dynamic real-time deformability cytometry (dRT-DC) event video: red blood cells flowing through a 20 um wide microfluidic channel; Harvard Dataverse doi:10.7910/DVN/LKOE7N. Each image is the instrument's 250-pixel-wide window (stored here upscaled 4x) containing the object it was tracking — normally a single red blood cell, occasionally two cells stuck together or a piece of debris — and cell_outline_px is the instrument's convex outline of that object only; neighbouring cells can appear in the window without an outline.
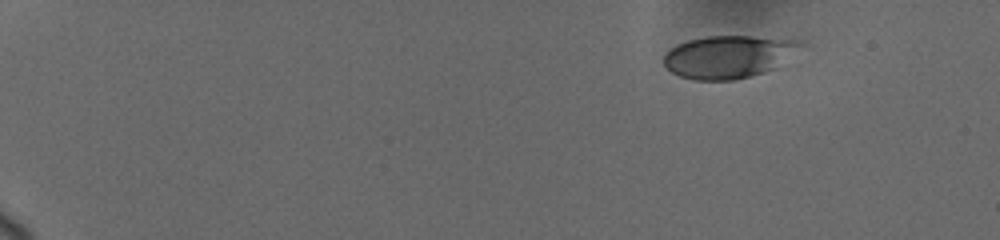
{"species": "human", "species_latin": "Homo sapiens", "temperature_condition": "cold", "stored_images_in_passage": 22, "camera_frame_rate_fps": 3000, "um_per_image_px": 0.085, "donor": {"sex": "female"}, "frame": {"image": 1, "passage_image": 1, "time_ms": 0.0, "image_size_px": [1000, 240], "cell_outline_px": [[800, 40], [772, 68], [764, 72], [732, 80], [696, 80], [680, 76], [672, 72], [664, 64], [664, 56], [672, 48], [688, 40], [708, 36], [752, 36]], "centroid_in_image_um": [61.75, 4.82], "position_along_channel_um": 23.3, "area_um2": 32.37}}
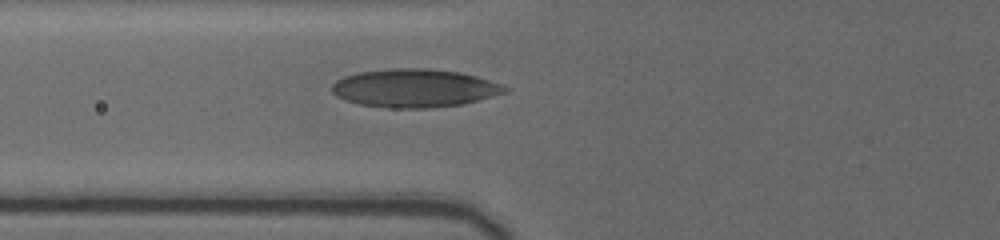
{"frame": {"image": 2, "passage_image": 13, "time_ms": 5.667, "image_size_px": [1000, 240], "cell_outline_px": [[508, 88], [504, 92], [464, 104], [428, 108], [392, 108], [360, 104], [344, 100], [336, 96], [332, 92], [332, 84], [336, 80], [344, 76], [356, 72], [388, 68], [424, 68], [460, 72], [476, 76], [500, 84]], "centroid_in_image_um": [35.16, 7.48], "position_along_channel_um": 90.6, "area_um2": 38.49}}
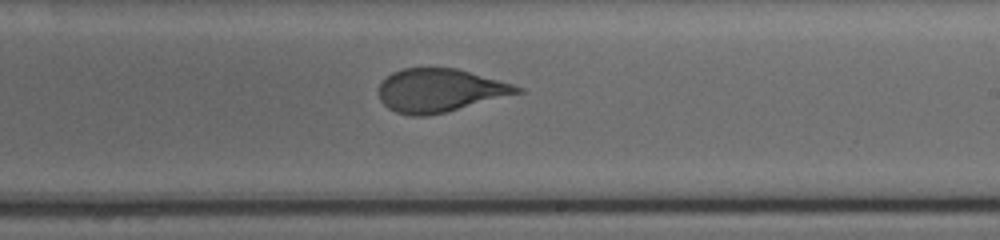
{"frame": {"image": 3, "passage_image": 22, "time_ms": 10.0, "image_size_px": [1000, 240], "cell_outline_px": [[524, 92], [448, 112], [428, 116], [412, 116], [396, 112], [388, 108], [380, 100], [380, 80], [392, 72], [404, 68], [456, 68], [512, 84], [524, 88]], "centroid_in_image_um": [37.38, 7.69], "position_along_channel_um": 251.6, "area_um2": 35.03}}